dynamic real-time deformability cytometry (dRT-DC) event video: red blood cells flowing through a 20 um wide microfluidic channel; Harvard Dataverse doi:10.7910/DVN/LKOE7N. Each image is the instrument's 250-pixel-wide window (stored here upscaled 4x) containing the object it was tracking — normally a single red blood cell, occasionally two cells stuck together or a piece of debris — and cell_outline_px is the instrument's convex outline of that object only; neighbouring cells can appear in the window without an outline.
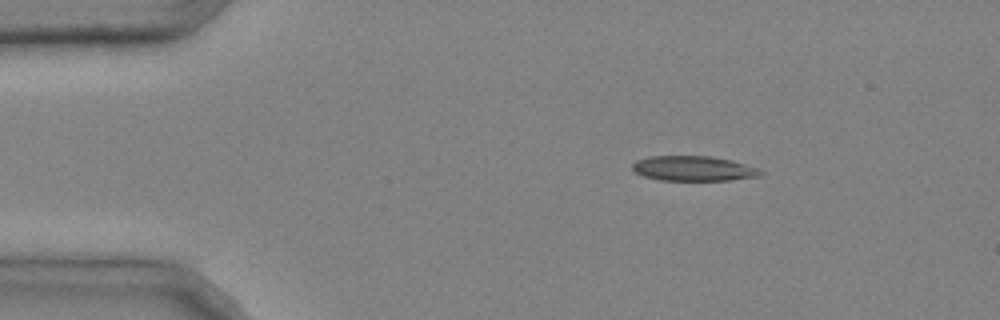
{"species": "common noctule bat (a hibernating species)", "species_latin": "Nyctalus noctula", "temperature_condition": "cold", "stored_images_in_passage": 4, "camera_frame_rate_fps": 3000, "um_per_image_px": 0.085, "animal": {"sex": "male", "body_mass_g": 20.4}, "frame": {"image": 1, "passage_image": 1, "time_ms": 0.0, "image_size_px": [1000, 320], "cell_outline_px": [[768, 172], [760, 176], [732, 180], [660, 180], [644, 176], [636, 172], [632, 168], [632, 164], [636, 160], [648, 156], [712, 156], [732, 160]], "centroid_in_image_um": [58.97, 14.32], "position_along_channel_um": 26.0, "area_um2": 18.73}}
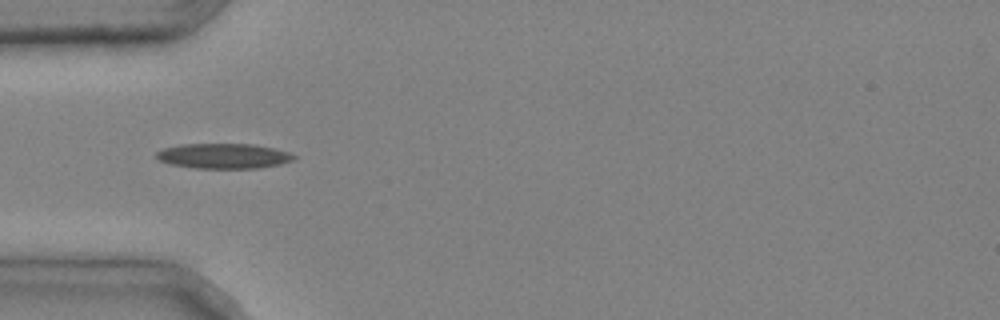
{"frame": {"image": 2, "passage_image": 3, "time_ms": 0.667, "image_size_px": [1000, 320], "cell_outline_px": [[296, 156], [292, 160], [280, 164], [260, 168], [196, 168], [172, 164], [160, 160], [156, 156], [156, 152], [164, 148], [180, 144], [252, 144], [276, 148], [288, 152]], "centroid_in_image_um": [19.02, 13.25], "position_along_channel_um": 66.0, "area_um2": 20.0}}